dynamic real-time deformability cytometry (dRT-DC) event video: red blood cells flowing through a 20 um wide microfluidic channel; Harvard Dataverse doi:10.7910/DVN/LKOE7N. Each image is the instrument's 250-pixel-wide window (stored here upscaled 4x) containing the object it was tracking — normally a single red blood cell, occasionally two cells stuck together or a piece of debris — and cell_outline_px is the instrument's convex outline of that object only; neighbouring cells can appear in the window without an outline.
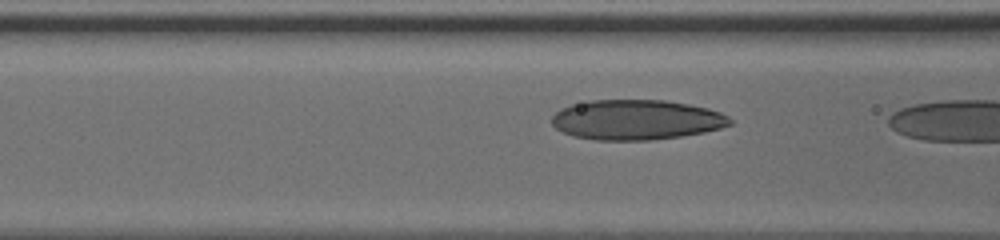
{"species": "human", "species_latin": "Homo sapiens", "temperature_condition": "cold", "stored_images_in_passage": 18, "camera_frame_rate_fps": 3000, "um_per_image_px": 0.085, "donor": {"sex": "male"}, "frame": {"image": 1, "passage_image": 17, "time_ms": 5.333, "image_size_px": [1000, 240], "cell_outline_px": [[732, 124], [720, 128], [704, 132], [680, 136], [652, 140], [596, 140], [576, 136], [564, 132], [556, 128], [552, 124], [552, 116], [560, 108], [572, 104], [588, 100], [664, 100], [688, 104], [708, 108], [720, 112], [728, 116], [732, 120]], "centroid_in_image_um": [54.09, 10.17], "position_along_channel_um": 112.5, "area_um2": 41.56}}